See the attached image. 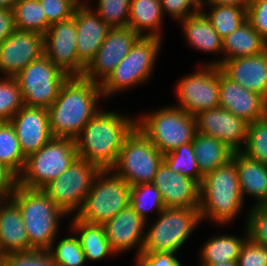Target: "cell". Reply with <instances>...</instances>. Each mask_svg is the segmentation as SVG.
I'll return each mask as SVG.
<instances>
[{"label": "cell", "instance_id": "6da1fadb", "mask_svg": "<svg viewBox=\"0 0 267 266\" xmlns=\"http://www.w3.org/2000/svg\"><path fill=\"white\" fill-rule=\"evenodd\" d=\"M103 97L100 85L83 76H69L60 87L58 97L47 108L53 137L76 139L87 122L100 111Z\"/></svg>", "mask_w": 267, "mask_h": 266}, {"label": "cell", "instance_id": "7a4b0ae2", "mask_svg": "<svg viewBox=\"0 0 267 266\" xmlns=\"http://www.w3.org/2000/svg\"><path fill=\"white\" fill-rule=\"evenodd\" d=\"M136 127V119L115 111H98L75 139L78 157L100 170L112 169L126 137Z\"/></svg>", "mask_w": 267, "mask_h": 266}, {"label": "cell", "instance_id": "3957f363", "mask_svg": "<svg viewBox=\"0 0 267 266\" xmlns=\"http://www.w3.org/2000/svg\"><path fill=\"white\" fill-rule=\"evenodd\" d=\"M199 186L201 220L208 217L211 222L225 225L239 215L244 199L233 159L203 176Z\"/></svg>", "mask_w": 267, "mask_h": 266}, {"label": "cell", "instance_id": "277c9868", "mask_svg": "<svg viewBox=\"0 0 267 266\" xmlns=\"http://www.w3.org/2000/svg\"><path fill=\"white\" fill-rule=\"evenodd\" d=\"M19 207L33 250L48 251L57 237L60 218L67 216L42 191L17 184L10 197Z\"/></svg>", "mask_w": 267, "mask_h": 266}, {"label": "cell", "instance_id": "5b68a950", "mask_svg": "<svg viewBox=\"0 0 267 266\" xmlns=\"http://www.w3.org/2000/svg\"><path fill=\"white\" fill-rule=\"evenodd\" d=\"M130 196L131 186L125 179L111 169L100 170L75 216L90 224L104 225L130 205Z\"/></svg>", "mask_w": 267, "mask_h": 266}, {"label": "cell", "instance_id": "8992f818", "mask_svg": "<svg viewBox=\"0 0 267 266\" xmlns=\"http://www.w3.org/2000/svg\"><path fill=\"white\" fill-rule=\"evenodd\" d=\"M138 128L164 155L192 142L197 133L196 118L177 106L163 107L136 119Z\"/></svg>", "mask_w": 267, "mask_h": 266}, {"label": "cell", "instance_id": "52a82bcc", "mask_svg": "<svg viewBox=\"0 0 267 266\" xmlns=\"http://www.w3.org/2000/svg\"><path fill=\"white\" fill-rule=\"evenodd\" d=\"M77 158L74 139L53 137L26 158L24 169L18 176V185L28 189H42L59 177Z\"/></svg>", "mask_w": 267, "mask_h": 266}, {"label": "cell", "instance_id": "ba28073f", "mask_svg": "<svg viewBox=\"0 0 267 266\" xmlns=\"http://www.w3.org/2000/svg\"><path fill=\"white\" fill-rule=\"evenodd\" d=\"M158 217L147 227L141 253H177L202 221L199 208L165 207Z\"/></svg>", "mask_w": 267, "mask_h": 266}, {"label": "cell", "instance_id": "9c48e42d", "mask_svg": "<svg viewBox=\"0 0 267 266\" xmlns=\"http://www.w3.org/2000/svg\"><path fill=\"white\" fill-rule=\"evenodd\" d=\"M164 155L138 129L126 137L116 164L111 169L130 186L152 183Z\"/></svg>", "mask_w": 267, "mask_h": 266}, {"label": "cell", "instance_id": "30bf717a", "mask_svg": "<svg viewBox=\"0 0 267 266\" xmlns=\"http://www.w3.org/2000/svg\"><path fill=\"white\" fill-rule=\"evenodd\" d=\"M161 41L156 37H140L100 85L104 98L148 80L153 73Z\"/></svg>", "mask_w": 267, "mask_h": 266}, {"label": "cell", "instance_id": "8fae6325", "mask_svg": "<svg viewBox=\"0 0 267 266\" xmlns=\"http://www.w3.org/2000/svg\"><path fill=\"white\" fill-rule=\"evenodd\" d=\"M69 76L45 55L30 62L16 77L23 104L49 108L58 97L62 84Z\"/></svg>", "mask_w": 267, "mask_h": 266}, {"label": "cell", "instance_id": "7c38bea8", "mask_svg": "<svg viewBox=\"0 0 267 266\" xmlns=\"http://www.w3.org/2000/svg\"><path fill=\"white\" fill-rule=\"evenodd\" d=\"M99 171L96 165L78 157L59 177L45 185L42 191L66 215L74 212L76 215Z\"/></svg>", "mask_w": 267, "mask_h": 266}, {"label": "cell", "instance_id": "4fadbf2b", "mask_svg": "<svg viewBox=\"0 0 267 266\" xmlns=\"http://www.w3.org/2000/svg\"><path fill=\"white\" fill-rule=\"evenodd\" d=\"M177 85V107L188 114L195 116L201 111L220 107L219 66L200 65V70L183 77Z\"/></svg>", "mask_w": 267, "mask_h": 266}, {"label": "cell", "instance_id": "5bb4252c", "mask_svg": "<svg viewBox=\"0 0 267 266\" xmlns=\"http://www.w3.org/2000/svg\"><path fill=\"white\" fill-rule=\"evenodd\" d=\"M76 45L75 12L72 17L51 24L44 34V55L68 76H82L85 72Z\"/></svg>", "mask_w": 267, "mask_h": 266}, {"label": "cell", "instance_id": "9a60e30c", "mask_svg": "<svg viewBox=\"0 0 267 266\" xmlns=\"http://www.w3.org/2000/svg\"><path fill=\"white\" fill-rule=\"evenodd\" d=\"M139 38L129 27L112 28L82 76L101 85Z\"/></svg>", "mask_w": 267, "mask_h": 266}, {"label": "cell", "instance_id": "2e32d148", "mask_svg": "<svg viewBox=\"0 0 267 266\" xmlns=\"http://www.w3.org/2000/svg\"><path fill=\"white\" fill-rule=\"evenodd\" d=\"M44 55V35L15 29L0 44V73L16 77L30 62Z\"/></svg>", "mask_w": 267, "mask_h": 266}, {"label": "cell", "instance_id": "e0dca14e", "mask_svg": "<svg viewBox=\"0 0 267 266\" xmlns=\"http://www.w3.org/2000/svg\"><path fill=\"white\" fill-rule=\"evenodd\" d=\"M195 118L197 132L224 142L234 152L244 149L248 127L244 119L221 107L201 111Z\"/></svg>", "mask_w": 267, "mask_h": 266}, {"label": "cell", "instance_id": "ac0fdd59", "mask_svg": "<svg viewBox=\"0 0 267 266\" xmlns=\"http://www.w3.org/2000/svg\"><path fill=\"white\" fill-rule=\"evenodd\" d=\"M220 107L244 119L255 122L267 115V100L259 93L247 90L227 77L219 68Z\"/></svg>", "mask_w": 267, "mask_h": 266}, {"label": "cell", "instance_id": "d6986e66", "mask_svg": "<svg viewBox=\"0 0 267 266\" xmlns=\"http://www.w3.org/2000/svg\"><path fill=\"white\" fill-rule=\"evenodd\" d=\"M9 122L15 129L22 153L26 158L53 138L47 108L24 105Z\"/></svg>", "mask_w": 267, "mask_h": 266}, {"label": "cell", "instance_id": "ffe728a7", "mask_svg": "<svg viewBox=\"0 0 267 266\" xmlns=\"http://www.w3.org/2000/svg\"><path fill=\"white\" fill-rule=\"evenodd\" d=\"M77 29V55L79 62L86 68L95 58L101 44L112 29L83 2L75 10Z\"/></svg>", "mask_w": 267, "mask_h": 266}, {"label": "cell", "instance_id": "44dd1931", "mask_svg": "<svg viewBox=\"0 0 267 266\" xmlns=\"http://www.w3.org/2000/svg\"><path fill=\"white\" fill-rule=\"evenodd\" d=\"M152 183L161 192L165 207L199 208L200 184L174 172L164 161Z\"/></svg>", "mask_w": 267, "mask_h": 266}, {"label": "cell", "instance_id": "7402d4cb", "mask_svg": "<svg viewBox=\"0 0 267 266\" xmlns=\"http://www.w3.org/2000/svg\"><path fill=\"white\" fill-rule=\"evenodd\" d=\"M146 223L130 205L107 221L104 229L113 252H125L138 245L136 256L141 255Z\"/></svg>", "mask_w": 267, "mask_h": 266}, {"label": "cell", "instance_id": "603a6c76", "mask_svg": "<svg viewBox=\"0 0 267 266\" xmlns=\"http://www.w3.org/2000/svg\"><path fill=\"white\" fill-rule=\"evenodd\" d=\"M219 68L238 85L267 100V49L257 55L225 60Z\"/></svg>", "mask_w": 267, "mask_h": 266}, {"label": "cell", "instance_id": "cb8c5ba5", "mask_svg": "<svg viewBox=\"0 0 267 266\" xmlns=\"http://www.w3.org/2000/svg\"><path fill=\"white\" fill-rule=\"evenodd\" d=\"M30 247L22 214L11 199L0 201V256L9 253L30 252Z\"/></svg>", "mask_w": 267, "mask_h": 266}, {"label": "cell", "instance_id": "d4e9b609", "mask_svg": "<svg viewBox=\"0 0 267 266\" xmlns=\"http://www.w3.org/2000/svg\"><path fill=\"white\" fill-rule=\"evenodd\" d=\"M222 46L225 57L211 64L208 62V65L219 66L225 60L257 55L267 49V42L246 20L222 39Z\"/></svg>", "mask_w": 267, "mask_h": 266}, {"label": "cell", "instance_id": "484cf974", "mask_svg": "<svg viewBox=\"0 0 267 266\" xmlns=\"http://www.w3.org/2000/svg\"><path fill=\"white\" fill-rule=\"evenodd\" d=\"M232 159L236 164L242 197L252 195L256 205L267 203V164L251 160L241 152H234Z\"/></svg>", "mask_w": 267, "mask_h": 266}, {"label": "cell", "instance_id": "4316f807", "mask_svg": "<svg viewBox=\"0 0 267 266\" xmlns=\"http://www.w3.org/2000/svg\"><path fill=\"white\" fill-rule=\"evenodd\" d=\"M163 15L161 0H130L128 27L140 37L162 39ZM144 30L147 33H144Z\"/></svg>", "mask_w": 267, "mask_h": 266}, {"label": "cell", "instance_id": "83f0119b", "mask_svg": "<svg viewBox=\"0 0 267 266\" xmlns=\"http://www.w3.org/2000/svg\"><path fill=\"white\" fill-rule=\"evenodd\" d=\"M180 23L183 26L187 44L201 52L223 53L222 38L202 11L187 17Z\"/></svg>", "mask_w": 267, "mask_h": 266}, {"label": "cell", "instance_id": "f1b7e54d", "mask_svg": "<svg viewBox=\"0 0 267 266\" xmlns=\"http://www.w3.org/2000/svg\"><path fill=\"white\" fill-rule=\"evenodd\" d=\"M200 173L205 176L232 160L234 151L224 142L197 132L192 141Z\"/></svg>", "mask_w": 267, "mask_h": 266}, {"label": "cell", "instance_id": "f546056e", "mask_svg": "<svg viewBox=\"0 0 267 266\" xmlns=\"http://www.w3.org/2000/svg\"><path fill=\"white\" fill-rule=\"evenodd\" d=\"M70 223L71 230H74L75 234L78 232L77 237L81 243L86 261H97L110 254H115L109 245L104 225L84 222L75 215Z\"/></svg>", "mask_w": 267, "mask_h": 266}, {"label": "cell", "instance_id": "4dcf8cb0", "mask_svg": "<svg viewBox=\"0 0 267 266\" xmlns=\"http://www.w3.org/2000/svg\"><path fill=\"white\" fill-rule=\"evenodd\" d=\"M246 237L230 235H219L209 239L200 249L201 264L225 263L237 261L241 246L248 237V230L244 234Z\"/></svg>", "mask_w": 267, "mask_h": 266}, {"label": "cell", "instance_id": "1f68e13d", "mask_svg": "<svg viewBox=\"0 0 267 266\" xmlns=\"http://www.w3.org/2000/svg\"><path fill=\"white\" fill-rule=\"evenodd\" d=\"M210 12L201 10L212 23L218 35L224 39L247 20V6L207 4Z\"/></svg>", "mask_w": 267, "mask_h": 266}, {"label": "cell", "instance_id": "d6a6232c", "mask_svg": "<svg viewBox=\"0 0 267 266\" xmlns=\"http://www.w3.org/2000/svg\"><path fill=\"white\" fill-rule=\"evenodd\" d=\"M12 10L16 29L42 35L49 29L50 24L39 0H18Z\"/></svg>", "mask_w": 267, "mask_h": 266}, {"label": "cell", "instance_id": "836d02e7", "mask_svg": "<svg viewBox=\"0 0 267 266\" xmlns=\"http://www.w3.org/2000/svg\"><path fill=\"white\" fill-rule=\"evenodd\" d=\"M0 162L17 177L22 173L26 157L23 155L14 127L0 123Z\"/></svg>", "mask_w": 267, "mask_h": 266}, {"label": "cell", "instance_id": "e575fe53", "mask_svg": "<svg viewBox=\"0 0 267 266\" xmlns=\"http://www.w3.org/2000/svg\"><path fill=\"white\" fill-rule=\"evenodd\" d=\"M130 206L145 221L152 209L158 215L165 209L161 192L153 183L131 186Z\"/></svg>", "mask_w": 267, "mask_h": 266}, {"label": "cell", "instance_id": "d590c367", "mask_svg": "<svg viewBox=\"0 0 267 266\" xmlns=\"http://www.w3.org/2000/svg\"><path fill=\"white\" fill-rule=\"evenodd\" d=\"M164 162L171 170L181 175L202 182L203 175L197 165L192 142L186 143L164 154Z\"/></svg>", "mask_w": 267, "mask_h": 266}, {"label": "cell", "instance_id": "8d00e7d4", "mask_svg": "<svg viewBox=\"0 0 267 266\" xmlns=\"http://www.w3.org/2000/svg\"><path fill=\"white\" fill-rule=\"evenodd\" d=\"M241 153L251 160L267 164V115L248 123L246 144Z\"/></svg>", "mask_w": 267, "mask_h": 266}, {"label": "cell", "instance_id": "74e56055", "mask_svg": "<svg viewBox=\"0 0 267 266\" xmlns=\"http://www.w3.org/2000/svg\"><path fill=\"white\" fill-rule=\"evenodd\" d=\"M55 241L48 251L57 266H82L86 263L85 254L77 236L64 237L57 242L56 246Z\"/></svg>", "mask_w": 267, "mask_h": 266}, {"label": "cell", "instance_id": "f35d334b", "mask_svg": "<svg viewBox=\"0 0 267 266\" xmlns=\"http://www.w3.org/2000/svg\"><path fill=\"white\" fill-rule=\"evenodd\" d=\"M24 106L21 91L14 77L0 79V123L9 122Z\"/></svg>", "mask_w": 267, "mask_h": 266}, {"label": "cell", "instance_id": "ab89813d", "mask_svg": "<svg viewBox=\"0 0 267 266\" xmlns=\"http://www.w3.org/2000/svg\"><path fill=\"white\" fill-rule=\"evenodd\" d=\"M95 13L111 28H127L130 0H98Z\"/></svg>", "mask_w": 267, "mask_h": 266}, {"label": "cell", "instance_id": "60d3db41", "mask_svg": "<svg viewBox=\"0 0 267 266\" xmlns=\"http://www.w3.org/2000/svg\"><path fill=\"white\" fill-rule=\"evenodd\" d=\"M0 266H57L49 251L9 253L0 256Z\"/></svg>", "mask_w": 267, "mask_h": 266}, {"label": "cell", "instance_id": "b9f144b4", "mask_svg": "<svg viewBox=\"0 0 267 266\" xmlns=\"http://www.w3.org/2000/svg\"><path fill=\"white\" fill-rule=\"evenodd\" d=\"M251 207L246 218L248 236L267 247V203L255 204Z\"/></svg>", "mask_w": 267, "mask_h": 266}, {"label": "cell", "instance_id": "7bdbcfd3", "mask_svg": "<svg viewBox=\"0 0 267 266\" xmlns=\"http://www.w3.org/2000/svg\"><path fill=\"white\" fill-rule=\"evenodd\" d=\"M46 15L47 22L51 25L74 15L76 8L82 3L79 0H39Z\"/></svg>", "mask_w": 267, "mask_h": 266}, {"label": "cell", "instance_id": "ee69618b", "mask_svg": "<svg viewBox=\"0 0 267 266\" xmlns=\"http://www.w3.org/2000/svg\"><path fill=\"white\" fill-rule=\"evenodd\" d=\"M237 263L238 266H267V247L248 236L241 246Z\"/></svg>", "mask_w": 267, "mask_h": 266}, {"label": "cell", "instance_id": "f6af8a7d", "mask_svg": "<svg viewBox=\"0 0 267 266\" xmlns=\"http://www.w3.org/2000/svg\"><path fill=\"white\" fill-rule=\"evenodd\" d=\"M161 6L163 14L168 13L171 18L182 21L201 11L202 2L201 0H161Z\"/></svg>", "mask_w": 267, "mask_h": 266}, {"label": "cell", "instance_id": "bcb514c9", "mask_svg": "<svg viewBox=\"0 0 267 266\" xmlns=\"http://www.w3.org/2000/svg\"><path fill=\"white\" fill-rule=\"evenodd\" d=\"M247 20L267 42V0H250L247 6Z\"/></svg>", "mask_w": 267, "mask_h": 266}, {"label": "cell", "instance_id": "7dc6e473", "mask_svg": "<svg viewBox=\"0 0 267 266\" xmlns=\"http://www.w3.org/2000/svg\"><path fill=\"white\" fill-rule=\"evenodd\" d=\"M136 266H182L176 253H141L135 257Z\"/></svg>", "mask_w": 267, "mask_h": 266}, {"label": "cell", "instance_id": "c3c4849f", "mask_svg": "<svg viewBox=\"0 0 267 266\" xmlns=\"http://www.w3.org/2000/svg\"><path fill=\"white\" fill-rule=\"evenodd\" d=\"M18 184V177L0 162V201L11 197Z\"/></svg>", "mask_w": 267, "mask_h": 266}, {"label": "cell", "instance_id": "681fc988", "mask_svg": "<svg viewBox=\"0 0 267 266\" xmlns=\"http://www.w3.org/2000/svg\"><path fill=\"white\" fill-rule=\"evenodd\" d=\"M16 29L12 9H0V44Z\"/></svg>", "mask_w": 267, "mask_h": 266}, {"label": "cell", "instance_id": "f907efd6", "mask_svg": "<svg viewBox=\"0 0 267 266\" xmlns=\"http://www.w3.org/2000/svg\"><path fill=\"white\" fill-rule=\"evenodd\" d=\"M250 0H201L202 9L204 4H229L236 6H248Z\"/></svg>", "mask_w": 267, "mask_h": 266}, {"label": "cell", "instance_id": "816d5d0a", "mask_svg": "<svg viewBox=\"0 0 267 266\" xmlns=\"http://www.w3.org/2000/svg\"><path fill=\"white\" fill-rule=\"evenodd\" d=\"M18 0H0V9H12Z\"/></svg>", "mask_w": 267, "mask_h": 266}, {"label": "cell", "instance_id": "f5cc1de1", "mask_svg": "<svg viewBox=\"0 0 267 266\" xmlns=\"http://www.w3.org/2000/svg\"><path fill=\"white\" fill-rule=\"evenodd\" d=\"M201 266H238V263L237 261H229L225 263L201 264Z\"/></svg>", "mask_w": 267, "mask_h": 266}]
</instances>
